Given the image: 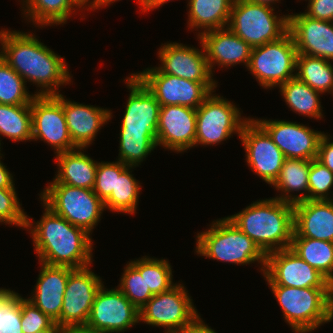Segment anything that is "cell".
<instances>
[{
    "mask_svg": "<svg viewBox=\"0 0 333 333\" xmlns=\"http://www.w3.org/2000/svg\"><path fill=\"white\" fill-rule=\"evenodd\" d=\"M234 0H188V28L205 32L228 26ZM227 25V26H226Z\"/></svg>",
    "mask_w": 333,
    "mask_h": 333,
    "instance_id": "28",
    "label": "cell"
},
{
    "mask_svg": "<svg viewBox=\"0 0 333 333\" xmlns=\"http://www.w3.org/2000/svg\"><path fill=\"white\" fill-rule=\"evenodd\" d=\"M39 195L41 201L55 214L89 234L93 232L105 210L104 202L92 189L48 183Z\"/></svg>",
    "mask_w": 333,
    "mask_h": 333,
    "instance_id": "7",
    "label": "cell"
},
{
    "mask_svg": "<svg viewBox=\"0 0 333 333\" xmlns=\"http://www.w3.org/2000/svg\"><path fill=\"white\" fill-rule=\"evenodd\" d=\"M118 160L134 168L157 147L154 132H120Z\"/></svg>",
    "mask_w": 333,
    "mask_h": 333,
    "instance_id": "36",
    "label": "cell"
},
{
    "mask_svg": "<svg viewBox=\"0 0 333 333\" xmlns=\"http://www.w3.org/2000/svg\"><path fill=\"white\" fill-rule=\"evenodd\" d=\"M269 286L293 332H312L333 319V289Z\"/></svg>",
    "mask_w": 333,
    "mask_h": 333,
    "instance_id": "4",
    "label": "cell"
},
{
    "mask_svg": "<svg viewBox=\"0 0 333 333\" xmlns=\"http://www.w3.org/2000/svg\"><path fill=\"white\" fill-rule=\"evenodd\" d=\"M103 285L90 266L73 269L68 276L63 296L59 327H85L95 296Z\"/></svg>",
    "mask_w": 333,
    "mask_h": 333,
    "instance_id": "15",
    "label": "cell"
},
{
    "mask_svg": "<svg viewBox=\"0 0 333 333\" xmlns=\"http://www.w3.org/2000/svg\"><path fill=\"white\" fill-rule=\"evenodd\" d=\"M123 271L118 289L140 310L153 296L145 282V257L131 260Z\"/></svg>",
    "mask_w": 333,
    "mask_h": 333,
    "instance_id": "35",
    "label": "cell"
},
{
    "mask_svg": "<svg viewBox=\"0 0 333 333\" xmlns=\"http://www.w3.org/2000/svg\"><path fill=\"white\" fill-rule=\"evenodd\" d=\"M263 275L268 285L333 289V284L290 248L266 254Z\"/></svg>",
    "mask_w": 333,
    "mask_h": 333,
    "instance_id": "13",
    "label": "cell"
},
{
    "mask_svg": "<svg viewBox=\"0 0 333 333\" xmlns=\"http://www.w3.org/2000/svg\"><path fill=\"white\" fill-rule=\"evenodd\" d=\"M329 136L324 134L321 137L316 159L333 172V141Z\"/></svg>",
    "mask_w": 333,
    "mask_h": 333,
    "instance_id": "45",
    "label": "cell"
},
{
    "mask_svg": "<svg viewBox=\"0 0 333 333\" xmlns=\"http://www.w3.org/2000/svg\"><path fill=\"white\" fill-rule=\"evenodd\" d=\"M251 2H254V3H259V4H262V5H268V6H272V4L274 3H279L280 1L279 0H249Z\"/></svg>",
    "mask_w": 333,
    "mask_h": 333,
    "instance_id": "51",
    "label": "cell"
},
{
    "mask_svg": "<svg viewBox=\"0 0 333 333\" xmlns=\"http://www.w3.org/2000/svg\"><path fill=\"white\" fill-rule=\"evenodd\" d=\"M98 290L85 328L95 333H120L140 322L139 310L118 289Z\"/></svg>",
    "mask_w": 333,
    "mask_h": 333,
    "instance_id": "14",
    "label": "cell"
},
{
    "mask_svg": "<svg viewBox=\"0 0 333 333\" xmlns=\"http://www.w3.org/2000/svg\"><path fill=\"white\" fill-rule=\"evenodd\" d=\"M309 170L310 160L286 158L278 177L271 185L281 191V195L274 198L292 205L309 200ZM294 191L303 192L292 195L290 192Z\"/></svg>",
    "mask_w": 333,
    "mask_h": 333,
    "instance_id": "27",
    "label": "cell"
},
{
    "mask_svg": "<svg viewBox=\"0 0 333 333\" xmlns=\"http://www.w3.org/2000/svg\"><path fill=\"white\" fill-rule=\"evenodd\" d=\"M191 296L182 284L153 295L139 310L140 322L166 328V333H182L199 315Z\"/></svg>",
    "mask_w": 333,
    "mask_h": 333,
    "instance_id": "10",
    "label": "cell"
},
{
    "mask_svg": "<svg viewBox=\"0 0 333 333\" xmlns=\"http://www.w3.org/2000/svg\"><path fill=\"white\" fill-rule=\"evenodd\" d=\"M198 39L204 46L211 72H214L212 69L216 63L221 68L239 63L248 67L252 47L228 27L202 33Z\"/></svg>",
    "mask_w": 333,
    "mask_h": 333,
    "instance_id": "22",
    "label": "cell"
},
{
    "mask_svg": "<svg viewBox=\"0 0 333 333\" xmlns=\"http://www.w3.org/2000/svg\"><path fill=\"white\" fill-rule=\"evenodd\" d=\"M31 114L32 140H44L54 148L55 154L78 148L69 134L62 94L36 95L31 102Z\"/></svg>",
    "mask_w": 333,
    "mask_h": 333,
    "instance_id": "12",
    "label": "cell"
},
{
    "mask_svg": "<svg viewBox=\"0 0 333 333\" xmlns=\"http://www.w3.org/2000/svg\"><path fill=\"white\" fill-rule=\"evenodd\" d=\"M303 13L310 18L333 22V0H310Z\"/></svg>",
    "mask_w": 333,
    "mask_h": 333,
    "instance_id": "44",
    "label": "cell"
},
{
    "mask_svg": "<svg viewBox=\"0 0 333 333\" xmlns=\"http://www.w3.org/2000/svg\"><path fill=\"white\" fill-rule=\"evenodd\" d=\"M168 1L171 0H145L144 5H143V13L149 12L153 9L159 8L160 6L164 5Z\"/></svg>",
    "mask_w": 333,
    "mask_h": 333,
    "instance_id": "49",
    "label": "cell"
},
{
    "mask_svg": "<svg viewBox=\"0 0 333 333\" xmlns=\"http://www.w3.org/2000/svg\"><path fill=\"white\" fill-rule=\"evenodd\" d=\"M115 1H119V0H94L93 2H91V4L88 6L87 11L89 10V8L92 9H100L103 8L107 5H110L111 3L115 2ZM145 0H138V5H140V9L143 11V5H144Z\"/></svg>",
    "mask_w": 333,
    "mask_h": 333,
    "instance_id": "48",
    "label": "cell"
},
{
    "mask_svg": "<svg viewBox=\"0 0 333 333\" xmlns=\"http://www.w3.org/2000/svg\"><path fill=\"white\" fill-rule=\"evenodd\" d=\"M94 0H77V2L83 7V8H87V6H89L91 4V2H93Z\"/></svg>",
    "mask_w": 333,
    "mask_h": 333,
    "instance_id": "52",
    "label": "cell"
},
{
    "mask_svg": "<svg viewBox=\"0 0 333 333\" xmlns=\"http://www.w3.org/2000/svg\"><path fill=\"white\" fill-rule=\"evenodd\" d=\"M0 333H23L21 295L6 288H0Z\"/></svg>",
    "mask_w": 333,
    "mask_h": 333,
    "instance_id": "38",
    "label": "cell"
},
{
    "mask_svg": "<svg viewBox=\"0 0 333 333\" xmlns=\"http://www.w3.org/2000/svg\"><path fill=\"white\" fill-rule=\"evenodd\" d=\"M279 147L285 158L313 160L325 134L306 125L285 120L254 119Z\"/></svg>",
    "mask_w": 333,
    "mask_h": 333,
    "instance_id": "17",
    "label": "cell"
},
{
    "mask_svg": "<svg viewBox=\"0 0 333 333\" xmlns=\"http://www.w3.org/2000/svg\"><path fill=\"white\" fill-rule=\"evenodd\" d=\"M199 43L201 49L177 42L162 44L158 51L161 65L157 68L162 73L195 82H216L213 80L214 73L211 72L202 41Z\"/></svg>",
    "mask_w": 333,
    "mask_h": 333,
    "instance_id": "18",
    "label": "cell"
},
{
    "mask_svg": "<svg viewBox=\"0 0 333 333\" xmlns=\"http://www.w3.org/2000/svg\"><path fill=\"white\" fill-rule=\"evenodd\" d=\"M196 238L195 251L200 256L238 265L258 262L260 271H264L266 254L228 217L213 221L210 229L198 233Z\"/></svg>",
    "mask_w": 333,
    "mask_h": 333,
    "instance_id": "5",
    "label": "cell"
},
{
    "mask_svg": "<svg viewBox=\"0 0 333 333\" xmlns=\"http://www.w3.org/2000/svg\"><path fill=\"white\" fill-rule=\"evenodd\" d=\"M1 155L2 154L0 152V188H15L13 176L10 173V171L6 169V166L1 161L2 159Z\"/></svg>",
    "mask_w": 333,
    "mask_h": 333,
    "instance_id": "47",
    "label": "cell"
},
{
    "mask_svg": "<svg viewBox=\"0 0 333 333\" xmlns=\"http://www.w3.org/2000/svg\"><path fill=\"white\" fill-rule=\"evenodd\" d=\"M213 92L196 109L195 146H213L231 138L232 134L240 137L243 125L250 119L241 118L233 102Z\"/></svg>",
    "mask_w": 333,
    "mask_h": 333,
    "instance_id": "9",
    "label": "cell"
},
{
    "mask_svg": "<svg viewBox=\"0 0 333 333\" xmlns=\"http://www.w3.org/2000/svg\"><path fill=\"white\" fill-rule=\"evenodd\" d=\"M58 333H95L85 327H60Z\"/></svg>",
    "mask_w": 333,
    "mask_h": 333,
    "instance_id": "50",
    "label": "cell"
},
{
    "mask_svg": "<svg viewBox=\"0 0 333 333\" xmlns=\"http://www.w3.org/2000/svg\"><path fill=\"white\" fill-rule=\"evenodd\" d=\"M297 55L293 36L288 31L276 41L252 48L247 69L260 86L271 89L295 77Z\"/></svg>",
    "mask_w": 333,
    "mask_h": 333,
    "instance_id": "8",
    "label": "cell"
},
{
    "mask_svg": "<svg viewBox=\"0 0 333 333\" xmlns=\"http://www.w3.org/2000/svg\"><path fill=\"white\" fill-rule=\"evenodd\" d=\"M124 81L130 94L120 132H154L157 135L159 102L134 74L131 73Z\"/></svg>",
    "mask_w": 333,
    "mask_h": 333,
    "instance_id": "21",
    "label": "cell"
},
{
    "mask_svg": "<svg viewBox=\"0 0 333 333\" xmlns=\"http://www.w3.org/2000/svg\"><path fill=\"white\" fill-rule=\"evenodd\" d=\"M239 138L245 149L247 165L263 181L272 185L286 159L282 151L254 118L243 125Z\"/></svg>",
    "mask_w": 333,
    "mask_h": 333,
    "instance_id": "16",
    "label": "cell"
},
{
    "mask_svg": "<svg viewBox=\"0 0 333 333\" xmlns=\"http://www.w3.org/2000/svg\"><path fill=\"white\" fill-rule=\"evenodd\" d=\"M128 166L120 175H116L115 191L103 201L105 209L125 214H135L140 194V182L133 177Z\"/></svg>",
    "mask_w": 333,
    "mask_h": 333,
    "instance_id": "34",
    "label": "cell"
},
{
    "mask_svg": "<svg viewBox=\"0 0 333 333\" xmlns=\"http://www.w3.org/2000/svg\"><path fill=\"white\" fill-rule=\"evenodd\" d=\"M273 11L274 6L234 0L227 27L252 48L262 46L280 39L289 29V16L277 17Z\"/></svg>",
    "mask_w": 333,
    "mask_h": 333,
    "instance_id": "6",
    "label": "cell"
},
{
    "mask_svg": "<svg viewBox=\"0 0 333 333\" xmlns=\"http://www.w3.org/2000/svg\"><path fill=\"white\" fill-rule=\"evenodd\" d=\"M133 74L154 95L160 106L182 105L197 109L218 84L179 78L162 73L157 67Z\"/></svg>",
    "mask_w": 333,
    "mask_h": 333,
    "instance_id": "11",
    "label": "cell"
},
{
    "mask_svg": "<svg viewBox=\"0 0 333 333\" xmlns=\"http://www.w3.org/2000/svg\"><path fill=\"white\" fill-rule=\"evenodd\" d=\"M295 76L321 94L333 93V65L326 59L298 54Z\"/></svg>",
    "mask_w": 333,
    "mask_h": 333,
    "instance_id": "32",
    "label": "cell"
},
{
    "mask_svg": "<svg viewBox=\"0 0 333 333\" xmlns=\"http://www.w3.org/2000/svg\"><path fill=\"white\" fill-rule=\"evenodd\" d=\"M44 213L35 223L27 216L26 228L30 230L39 262L51 266L80 269L91 265L93 244L90 234L55 214L43 203Z\"/></svg>",
    "mask_w": 333,
    "mask_h": 333,
    "instance_id": "2",
    "label": "cell"
},
{
    "mask_svg": "<svg viewBox=\"0 0 333 333\" xmlns=\"http://www.w3.org/2000/svg\"><path fill=\"white\" fill-rule=\"evenodd\" d=\"M293 206L292 237L333 242V200H306Z\"/></svg>",
    "mask_w": 333,
    "mask_h": 333,
    "instance_id": "23",
    "label": "cell"
},
{
    "mask_svg": "<svg viewBox=\"0 0 333 333\" xmlns=\"http://www.w3.org/2000/svg\"><path fill=\"white\" fill-rule=\"evenodd\" d=\"M286 105L299 115L321 119L323 118L320 102L321 93L299 80L296 76L278 86Z\"/></svg>",
    "mask_w": 333,
    "mask_h": 333,
    "instance_id": "30",
    "label": "cell"
},
{
    "mask_svg": "<svg viewBox=\"0 0 333 333\" xmlns=\"http://www.w3.org/2000/svg\"><path fill=\"white\" fill-rule=\"evenodd\" d=\"M39 263L41 270L34 294L27 299L56 322L60 318L67 279L73 268Z\"/></svg>",
    "mask_w": 333,
    "mask_h": 333,
    "instance_id": "25",
    "label": "cell"
},
{
    "mask_svg": "<svg viewBox=\"0 0 333 333\" xmlns=\"http://www.w3.org/2000/svg\"><path fill=\"white\" fill-rule=\"evenodd\" d=\"M128 165L121 161L98 162L96 170V179L93 191L104 201L112 191H115L116 175H120Z\"/></svg>",
    "mask_w": 333,
    "mask_h": 333,
    "instance_id": "42",
    "label": "cell"
},
{
    "mask_svg": "<svg viewBox=\"0 0 333 333\" xmlns=\"http://www.w3.org/2000/svg\"><path fill=\"white\" fill-rule=\"evenodd\" d=\"M168 260L145 256V282L153 295L166 292L176 285Z\"/></svg>",
    "mask_w": 333,
    "mask_h": 333,
    "instance_id": "39",
    "label": "cell"
},
{
    "mask_svg": "<svg viewBox=\"0 0 333 333\" xmlns=\"http://www.w3.org/2000/svg\"><path fill=\"white\" fill-rule=\"evenodd\" d=\"M228 219L268 254L289 248L294 232V206L277 198L258 200Z\"/></svg>",
    "mask_w": 333,
    "mask_h": 333,
    "instance_id": "3",
    "label": "cell"
},
{
    "mask_svg": "<svg viewBox=\"0 0 333 333\" xmlns=\"http://www.w3.org/2000/svg\"><path fill=\"white\" fill-rule=\"evenodd\" d=\"M63 110L72 142L79 148L90 146L98 130L112 118V112L106 108L80 104L64 96Z\"/></svg>",
    "mask_w": 333,
    "mask_h": 333,
    "instance_id": "24",
    "label": "cell"
},
{
    "mask_svg": "<svg viewBox=\"0 0 333 333\" xmlns=\"http://www.w3.org/2000/svg\"><path fill=\"white\" fill-rule=\"evenodd\" d=\"M196 109L182 105L161 106L157 126V146L174 152L195 147Z\"/></svg>",
    "mask_w": 333,
    "mask_h": 333,
    "instance_id": "19",
    "label": "cell"
},
{
    "mask_svg": "<svg viewBox=\"0 0 333 333\" xmlns=\"http://www.w3.org/2000/svg\"><path fill=\"white\" fill-rule=\"evenodd\" d=\"M59 329H43L35 333H58Z\"/></svg>",
    "mask_w": 333,
    "mask_h": 333,
    "instance_id": "53",
    "label": "cell"
},
{
    "mask_svg": "<svg viewBox=\"0 0 333 333\" xmlns=\"http://www.w3.org/2000/svg\"><path fill=\"white\" fill-rule=\"evenodd\" d=\"M15 188H0V223L26 228L27 216Z\"/></svg>",
    "mask_w": 333,
    "mask_h": 333,
    "instance_id": "41",
    "label": "cell"
},
{
    "mask_svg": "<svg viewBox=\"0 0 333 333\" xmlns=\"http://www.w3.org/2000/svg\"><path fill=\"white\" fill-rule=\"evenodd\" d=\"M182 333H217L204 323L200 314L185 328Z\"/></svg>",
    "mask_w": 333,
    "mask_h": 333,
    "instance_id": "46",
    "label": "cell"
},
{
    "mask_svg": "<svg viewBox=\"0 0 333 333\" xmlns=\"http://www.w3.org/2000/svg\"><path fill=\"white\" fill-rule=\"evenodd\" d=\"M83 149L85 148L78 147L71 151L56 154L57 175L50 183H62L72 187L93 190L98 162L84 154Z\"/></svg>",
    "mask_w": 333,
    "mask_h": 333,
    "instance_id": "26",
    "label": "cell"
},
{
    "mask_svg": "<svg viewBox=\"0 0 333 333\" xmlns=\"http://www.w3.org/2000/svg\"><path fill=\"white\" fill-rule=\"evenodd\" d=\"M26 19L31 20L37 27L64 25L77 8L84 9L77 0H22ZM24 3V4H23ZM26 7V8H25ZM76 9H75V8ZM74 10V11H73ZM52 24V25H51Z\"/></svg>",
    "mask_w": 333,
    "mask_h": 333,
    "instance_id": "29",
    "label": "cell"
},
{
    "mask_svg": "<svg viewBox=\"0 0 333 333\" xmlns=\"http://www.w3.org/2000/svg\"><path fill=\"white\" fill-rule=\"evenodd\" d=\"M0 44V57L25 82L41 88L35 95H58L59 87L71 82L65 58L54 53L32 33L1 29Z\"/></svg>",
    "mask_w": 333,
    "mask_h": 333,
    "instance_id": "1",
    "label": "cell"
},
{
    "mask_svg": "<svg viewBox=\"0 0 333 333\" xmlns=\"http://www.w3.org/2000/svg\"><path fill=\"white\" fill-rule=\"evenodd\" d=\"M289 29L298 54L333 61V22L310 18L304 13L288 14Z\"/></svg>",
    "mask_w": 333,
    "mask_h": 333,
    "instance_id": "20",
    "label": "cell"
},
{
    "mask_svg": "<svg viewBox=\"0 0 333 333\" xmlns=\"http://www.w3.org/2000/svg\"><path fill=\"white\" fill-rule=\"evenodd\" d=\"M27 83L0 57V104H31L36 96L29 94Z\"/></svg>",
    "mask_w": 333,
    "mask_h": 333,
    "instance_id": "37",
    "label": "cell"
},
{
    "mask_svg": "<svg viewBox=\"0 0 333 333\" xmlns=\"http://www.w3.org/2000/svg\"><path fill=\"white\" fill-rule=\"evenodd\" d=\"M289 248L333 284V242L292 237Z\"/></svg>",
    "mask_w": 333,
    "mask_h": 333,
    "instance_id": "31",
    "label": "cell"
},
{
    "mask_svg": "<svg viewBox=\"0 0 333 333\" xmlns=\"http://www.w3.org/2000/svg\"><path fill=\"white\" fill-rule=\"evenodd\" d=\"M0 135L14 142L32 141L31 104H0Z\"/></svg>",
    "mask_w": 333,
    "mask_h": 333,
    "instance_id": "33",
    "label": "cell"
},
{
    "mask_svg": "<svg viewBox=\"0 0 333 333\" xmlns=\"http://www.w3.org/2000/svg\"><path fill=\"white\" fill-rule=\"evenodd\" d=\"M21 327L23 333H35L43 329L60 328L54 320L23 297H21Z\"/></svg>",
    "mask_w": 333,
    "mask_h": 333,
    "instance_id": "43",
    "label": "cell"
},
{
    "mask_svg": "<svg viewBox=\"0 0 333 333\" xmlns=\"http://www.w3.org/2000/svg\"><path fill=\"white\" fill-rule=\"evenodd\" d=\"M308 186L309 200H333V197H329L333 186V172L316 158L310 160Z\"/></svg>",
    "mask_w": 333,
    "mask_h": 333,
    "instance_id": "40",
    "label": "cell"
}]
</instances>
